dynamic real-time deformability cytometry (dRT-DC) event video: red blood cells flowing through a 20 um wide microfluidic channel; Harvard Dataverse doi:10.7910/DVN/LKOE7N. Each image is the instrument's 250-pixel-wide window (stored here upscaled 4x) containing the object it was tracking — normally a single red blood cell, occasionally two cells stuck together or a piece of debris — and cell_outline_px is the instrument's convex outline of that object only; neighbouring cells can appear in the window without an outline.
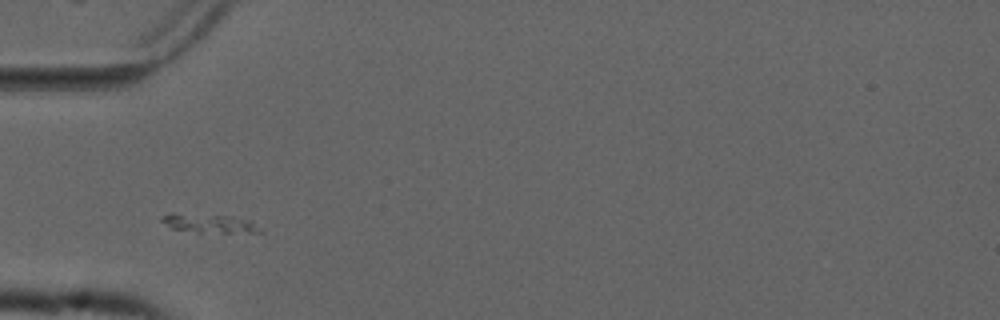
{"species": "common noctule bat (a hibernating species)", "species_latin": "Nyctalus noctula", "temperature_condition": "cold", "stored_images_in_passage": 32, "camera_frame_rate_fps": 3000, "um_per_image_px": 0.085, "animal": {"sex": "male", "forearm_length_mm": 52.5}, "frame": {"image": 1, "passage_image": 5, "time_ms": 1.333, "image_size_px": [1000, 320], "cell_outline_px": [[264, 232], [200, 232], [172, 228], [160, 220], [160, 216], [172, 212], [228, 216], [252, 220]], "centroid_in_image_um": [17.77, 18.96], "position_along_channel_um": 67.2, "area_um2": 10.69}}
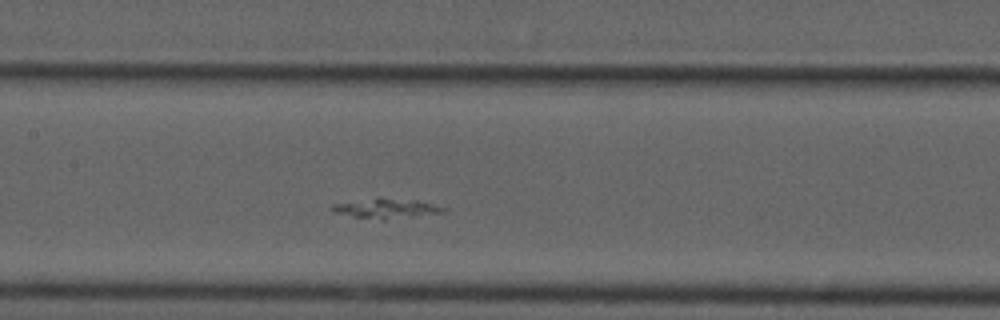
{"frame": {"image": 2, "passage_image": 14, "time_ms": 4.333, "image_size_px": [1000, 320], "cell_outline_px": [[448, 208], [444, 212], [384, 220], [380, 220], [352, 216], [332, 212], [328, 208], [332, 204], [376, 196], [380, 196], [416, 200]], "centroid_in_image_um": [32.75, 17.69], "position_along_channel_um": 174.7, "area_um2": 13.29}}
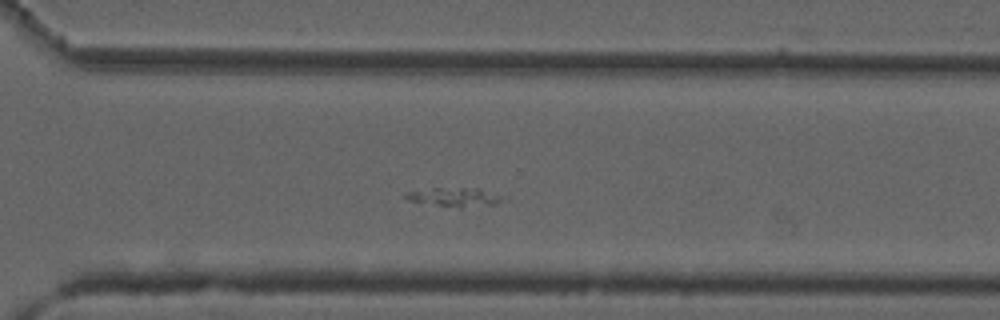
{"frame": {"image": 3, "passage_image": 27, "time_ms": 8.667, "image_size_px": [1000, 320], "cell_outline_px": [[508, 200], [496, 204], [460, 208], [412, 200], [400, 196], [408, 192], [432, 188], [476, 188], [508, 196]], "centroid_in_image_um": [38.81, 16.75], "position_along_channel_um": 331.8, "area_um2": 10.69}}